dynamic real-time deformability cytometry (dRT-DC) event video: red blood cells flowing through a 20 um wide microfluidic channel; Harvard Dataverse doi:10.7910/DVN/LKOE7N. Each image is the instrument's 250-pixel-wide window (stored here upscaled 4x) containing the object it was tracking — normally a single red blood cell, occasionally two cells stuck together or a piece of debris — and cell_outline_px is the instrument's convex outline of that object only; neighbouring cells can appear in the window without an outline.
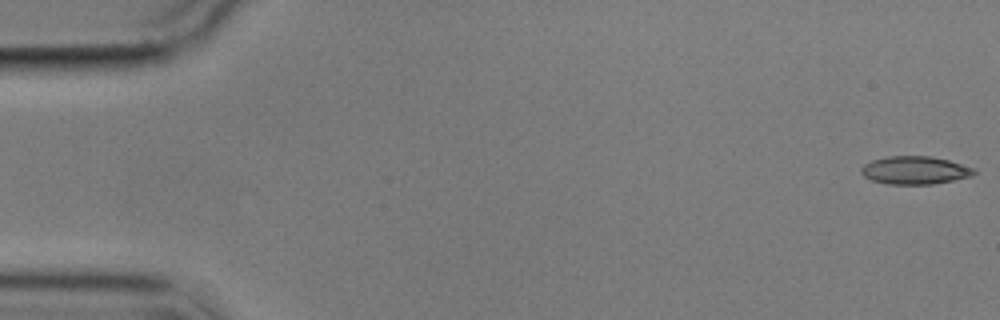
{"species": "common noctule bat (a hibernating species)", "species_latin": "Nyctalus noctula", "temperature_condition": "cold", "stored_images_in_passage": 6, "segment_of_instrument_passage": [1, 2], "camera_frame_rate_fps": 3000, "um_per_image_px": 0.085, "animal": {"sex": "male", "body_mass_g": 17.9}, "frame": {"image": 1, "passage_image": 1, "time_ms": 0.0, "image_size_px": [1000, 320], "cell_outline_px": [[976, 172], [972, 176], [932, 184], [888, 184], [872, 180], [864, 176], [860, 172], [860, 168], [864, 164], [872, 160], [888, 156], [932, 156], [948, 160], [976, 168]], "centroid_in_image_um": [77.76, 14.46], "position_along_channel_um": 7.2, "area_um2": 18.44}}
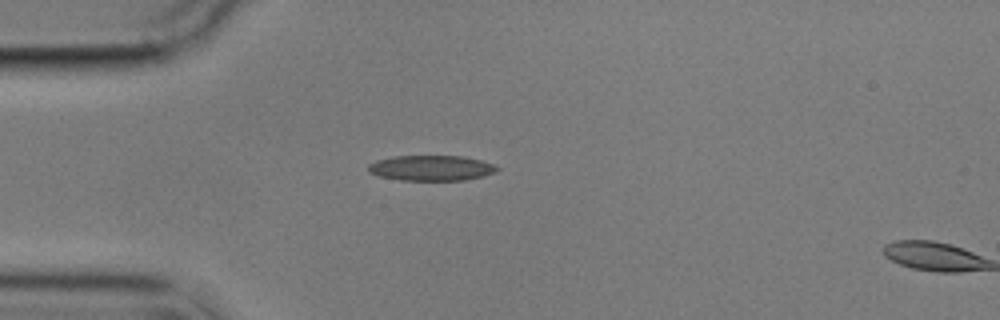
{"frame": {"image": 2, "passage_image": 5, "time_ms": 4.667, "image_size_px": [1000, 320], "cell_outline_px": [[500, 168], [496, 172], [484, 176], [464, 180], [400, 180], [376, 176], [368, 172], [368, 164], [376, 160], [392, 156], [460, 156], [480, 160], [492, 164]], "centroid_in_image_um": [36.61, 14.28], "position_along_channel_um": 48.4, "area_um2": 19.13}}